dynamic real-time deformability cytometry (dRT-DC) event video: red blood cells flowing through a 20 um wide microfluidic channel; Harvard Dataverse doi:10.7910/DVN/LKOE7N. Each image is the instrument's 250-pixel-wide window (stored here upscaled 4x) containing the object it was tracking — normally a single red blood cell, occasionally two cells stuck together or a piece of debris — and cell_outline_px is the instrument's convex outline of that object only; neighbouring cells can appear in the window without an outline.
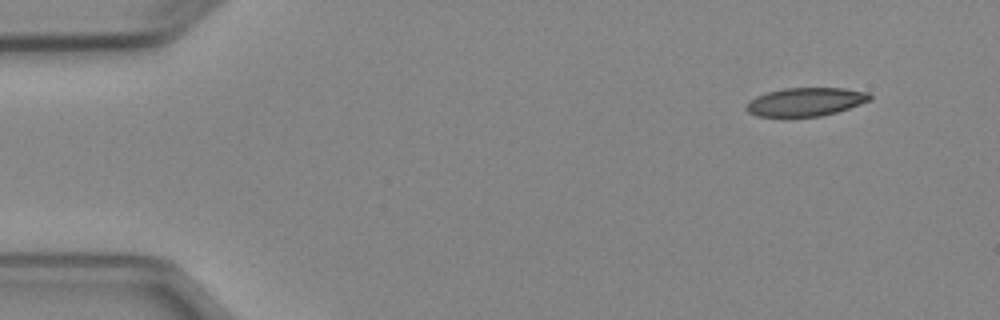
{"species": "Egyptian fruit bat (a non-hibernating species)", "species_latin": "Rousettus aegyptiacus", "temperature_condition": "cold", "stored_images_in_passage": 5, "camera_frame_rate_fps": 3000, "um_per_image_px": 0.085, "animal": {"sex": "female"}, "frame": {"image": 1, "passage_image": 1, "time_ms": 0.0, "image_size_px": [1000, 320], "cell_outline_px": [[872, 100], [836, 112], [820, 116], [756, 116], [748, 112], [744, 108], [748, 100], [756, 96], [768, 92], [784, 88], [844, 88], [868, 92], [872, 96]], "centroid_in_image_um": [68.46, 8.65], "position_along_channel_um": 16.5, "area_um2": 20.46}}
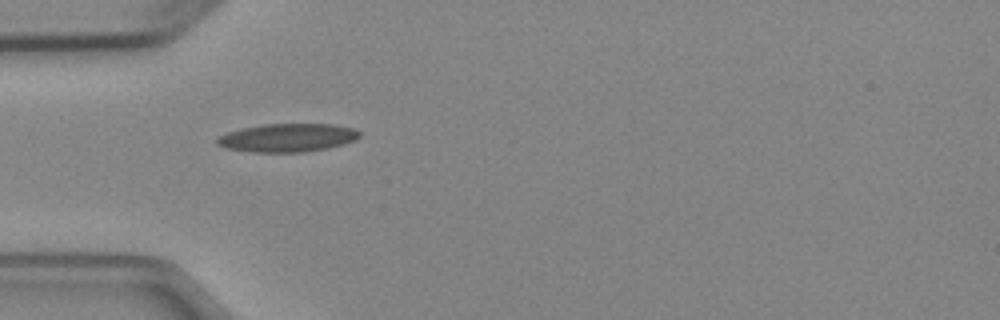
{"frame": {"image": 2, "passage_image": 4, "time_ms": 3.667, "image_size_px": [1000, 320], "cell_outline_px": [[360, 136], [356, 140], [344, 144], [328, 148], [304, 152], [252, 152], [228, 148], [216, 144], [216, 136], [228, 132], [244, 128], [264, 124], [332, 124], [352, 128], [360, 132]], "centroid_in_image_um": [24.44, 11.71], "position_along_channel_um": 60.6, "area_um2": 23.47}}
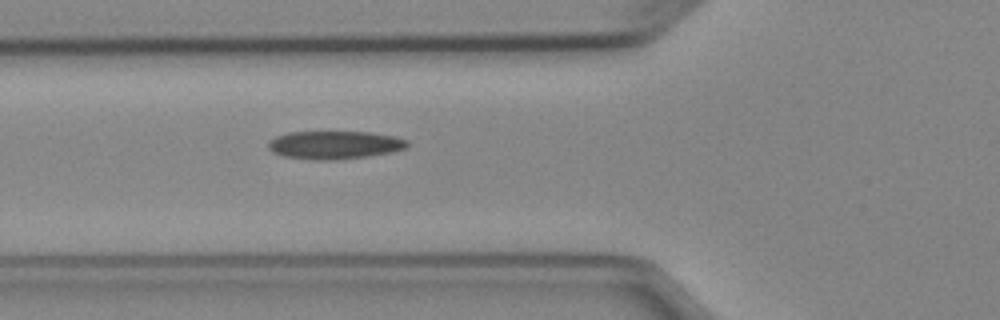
{"frame": {"image": 3, "passage_image": 5, "time_ms": 4.667, "image_size_px": [1000, 320], "cell_outline_px": [[408, 148], [392, 152], [368, 156], [336, 160], [312, 160], [284, 156], [272, 152], [268, 148], [268, 140], [276, 136], [288, 132], [368, 132], [396, 136], [408, 140]], "centroid_in_image_um": [28.44, 12.32], "position_along_channel_um": 97.4, "area_um2": 23.0}}